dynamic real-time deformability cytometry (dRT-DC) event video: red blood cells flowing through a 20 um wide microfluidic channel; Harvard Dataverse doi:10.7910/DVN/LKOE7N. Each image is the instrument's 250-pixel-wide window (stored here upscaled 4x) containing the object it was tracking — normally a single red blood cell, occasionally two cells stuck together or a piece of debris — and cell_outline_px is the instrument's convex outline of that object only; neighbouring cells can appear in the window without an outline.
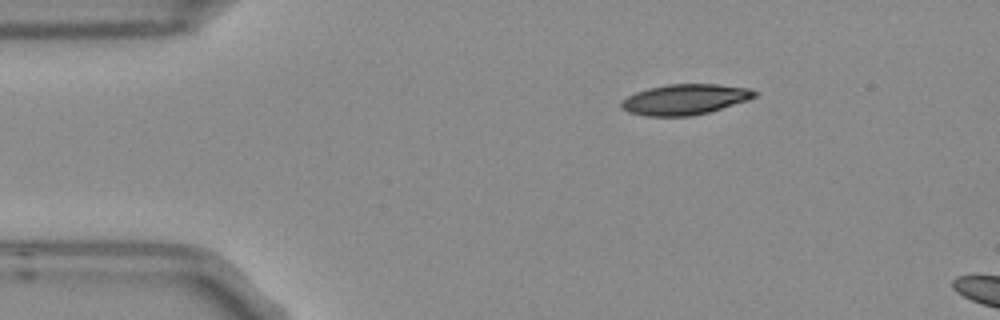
{"species": "Egyptian fruit bat (a non-hibernating species)", "species_latin": "Rousettus aegyptiacus", "temperature_condition": "room temperature", "stored_images_in_passage": 3, "camera_frame_rate_fps": 3000, "um_per_image_px": 0.085, "frame": {"image": 1, "passage_image": 1, "time_ms": 0.0, "image_size_px": [1000, 320], "cell_outline_px": [[756, 96], [748, 100], [708, 112], [692, 116], [648, 116], [628, 112], [620, 108], [620, 104], [628, 96], [636, 92], [648, 88], [668, 84], [716, 84], [748, 88], [756, 92]], "centroid_in_image_um": [58.2, 8.45], "position_along_channel_um": 26.8, "area_um2": 23.52}}